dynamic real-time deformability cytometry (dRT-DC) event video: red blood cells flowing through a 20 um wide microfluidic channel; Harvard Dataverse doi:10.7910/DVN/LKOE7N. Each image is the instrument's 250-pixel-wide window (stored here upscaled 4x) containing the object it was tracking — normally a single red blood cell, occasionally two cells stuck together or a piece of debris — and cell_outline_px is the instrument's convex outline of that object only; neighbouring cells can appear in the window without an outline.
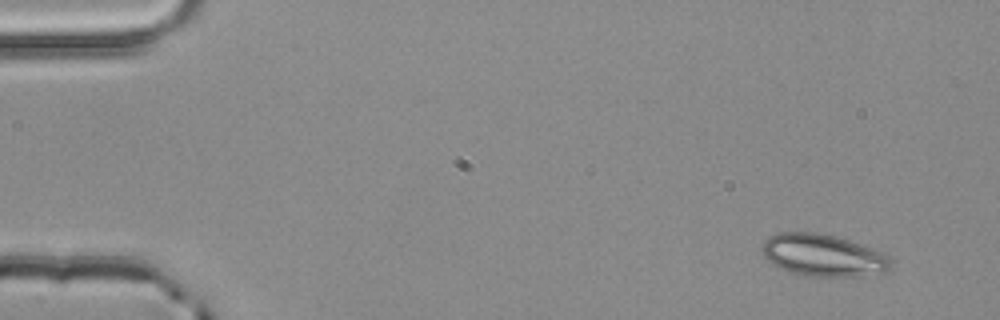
{"species": "common noctule bat (a hibernating species)", "species_latin": "Nyctalus noctula", "temperature_condition": "room temperature", "stored_images_in_passage": 3, "camera_frame_rate_fps": 3000, "um_per_image_px": 0.085, "animal": {"sex": "male", "body_mass_g": 20.4}, "frame": {"image": 1, "passage_image": 1, "time_ms": 0.0, "image_size_px": [1000, 320], "cell_outline_px": [[892, 260], [888, 268], [884, 272], [864, 276], [808, 276], [788, 272], [772, 264], [764, 256], [764, 240], [768, 236], [776, 232], [816, 232], [848, 240], [884, 252]], "centroid_in_image_um": [69.96, 21.7], "position_along_channel_um": 15.0, "area_um2": 31.5}}